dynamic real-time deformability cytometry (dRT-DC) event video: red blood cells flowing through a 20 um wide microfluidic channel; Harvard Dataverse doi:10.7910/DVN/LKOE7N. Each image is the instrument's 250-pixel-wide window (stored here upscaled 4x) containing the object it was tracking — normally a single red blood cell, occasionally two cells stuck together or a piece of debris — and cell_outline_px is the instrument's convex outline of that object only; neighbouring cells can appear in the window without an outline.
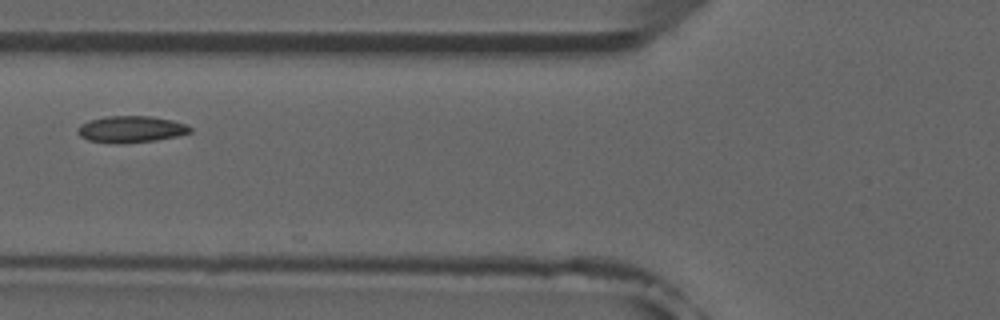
{"species": "common noctule bat (a hibernating species)", "species_latin": "Nyctalus noctula", "temperature_condition": "room temperature", "stored_images_in_passage": 5, "camera_frame_rate_fps": 3000, "um_per_image_px": 0.085, "animal": {"sex": "male", "forearm_length_mm": 52.5}, "frame": {"image": 1, "passage_image": 4, "time_ms": 4.333, "image_size_px": [1000, 320], "cell_outline_px": [[192, 132], [176, 136], [156, 140], [124, 144], [116, 144], [88, 140], [80, 136], [76, 132], [76, 128], [80, 124], [88, 120], [104, 116], [152, 116], [172, 120], [184, 124], [192, 128]], "centroid_in_image_um": [11.08, 10.99], "position_along_channel_um": 114.7, "area_um2": 17.69}}
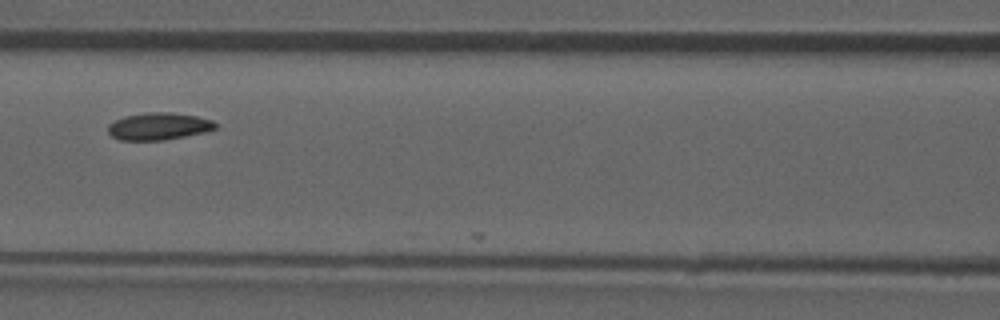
{"frame": {"image": 2, "passage_image": 5, "time_ms": 5.333, "image_size_px": [1000, 320], "cell_outline_px": [[216, 128], [204, 132], [164, 140], [120, 140], [112, 136], [108, 132], [108, 124], [124, 116], [148, 112], [168, 112], [196, 116], [212, 120], [216, 124]], "centroid_in_image_um": [13.46, 10.73], "position_along_channel_um": 153.1, "area_um2": 16.88}}